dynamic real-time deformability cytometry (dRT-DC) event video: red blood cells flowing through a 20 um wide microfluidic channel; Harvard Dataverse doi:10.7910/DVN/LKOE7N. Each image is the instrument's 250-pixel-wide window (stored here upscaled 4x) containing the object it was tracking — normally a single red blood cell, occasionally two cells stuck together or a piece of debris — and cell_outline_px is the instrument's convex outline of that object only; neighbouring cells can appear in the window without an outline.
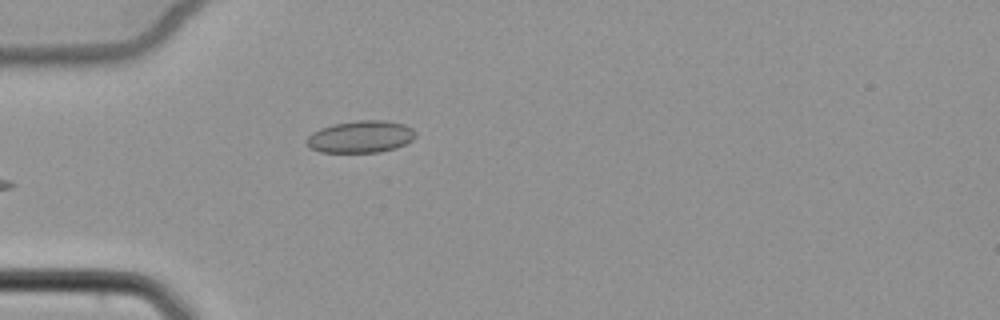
{"species": "common noctule bat (a hibernating species)", "species_latin": "Nyctalus noctula", "temperature_condition": "cold", "stored_images_in_passage": 2, "camera_frame_rate_fps": 3000, "um_per_image_px": 0.085, "animal": {"sex": "female", "body_mass_g": 22.7, "forearm_length_mm": 54.2}, "frame": {"image": 1, "passage_image": 2, "time_ms": 1.333, "image_size_px": [1000, 320], "cell_outline_px": [[416, 136], [412, 140], [396, 148], [380, 152], [320, 152], [308, 148], [308, 136], [312, 132], [320, 128], [332, 124], [356, 120], [388, 120], [404, 124], [412, 128], [416, 132]], "centroid_in_image_um": [30.67, 11.61], "position_along_channel_um": 54.3, "area_um2": 20.52}}